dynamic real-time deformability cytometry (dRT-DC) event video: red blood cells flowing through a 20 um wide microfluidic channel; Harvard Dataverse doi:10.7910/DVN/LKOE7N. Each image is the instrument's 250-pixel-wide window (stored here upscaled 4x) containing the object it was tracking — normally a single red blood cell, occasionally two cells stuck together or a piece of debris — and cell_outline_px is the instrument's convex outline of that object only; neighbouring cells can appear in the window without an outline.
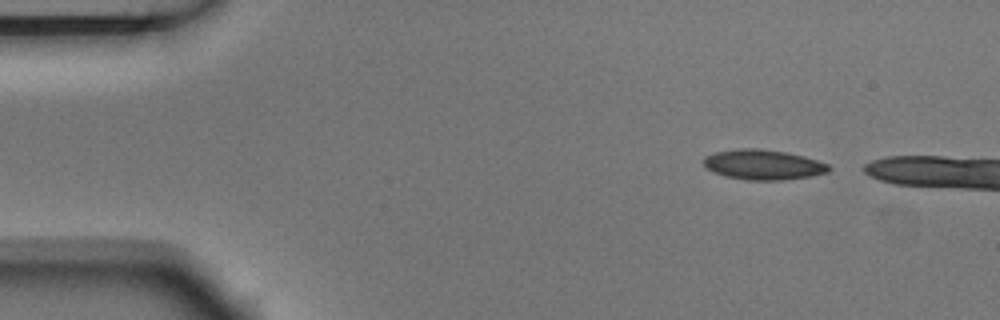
{"species": "Egyptian fruit bat (a non-hibernating species)", "species_latin": "Rousettus aegyptiacus", "temperature_condition": "room temperature", "stored_images_in_passage": 5, "camera_frame_rate_fps": 3000, "um_per_image_px": 0.085, "animal": {"sex": "male"}, "frame": {"image": 1, "passage_image": 1, "time_ms": 0.0, "image_size_px": [1000, 320], "cell_outline_px": [[832, 168], [828, 172], [808, 176], [780, 180], [748, 180], [724, 176], [708, 168], [704, 164], [704, 156], [716, 152], [736, 148], [756, 148], [784, 152], [804, 156], [828, 164]], "centroid_in_image_um": [64.87, 13.99], "position_along_channel_um": 20.1, "area_um2": 21.68}}
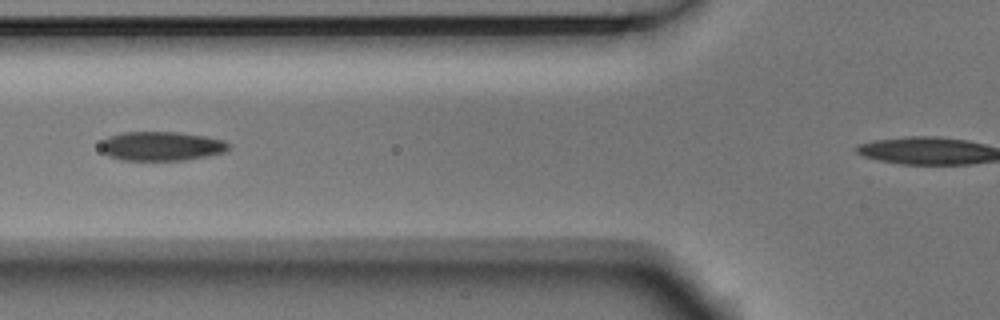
{"frame": {"image": 2, "passage_image": 5, "time_ms": 1.333, "image_size_px": [1000, 320], "cell_outline_px": [[232, 144], [224, 152], [208, 156], [184, 160], [120, 160], [108, 156], [100, 148], [100, 144], [108, 136], [120, 132], [176, 132], [204, 136], [224, 140]], "centroid_in_image_um": [13.71, 12.42], "position_along_channel_um": 112.1, "area_um2": 21.85}}